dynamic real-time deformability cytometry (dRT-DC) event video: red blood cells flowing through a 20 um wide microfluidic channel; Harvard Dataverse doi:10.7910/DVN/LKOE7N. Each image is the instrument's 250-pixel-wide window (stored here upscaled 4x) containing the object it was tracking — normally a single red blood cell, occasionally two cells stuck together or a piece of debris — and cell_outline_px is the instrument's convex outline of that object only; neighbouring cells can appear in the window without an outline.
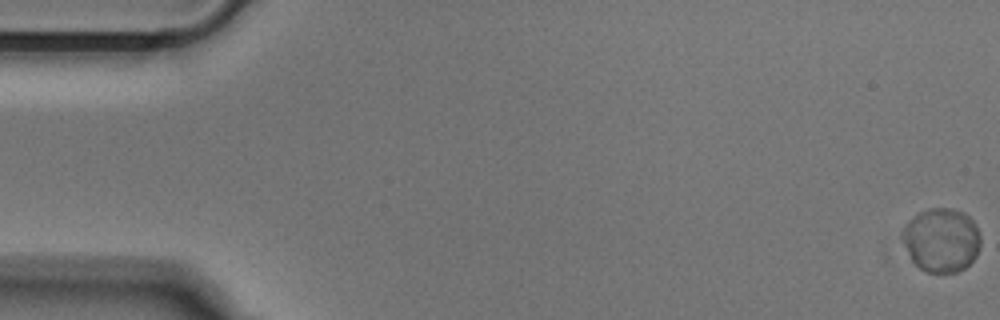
{"species": "Egyptian fruit bat (a non-hibernating species)", "species_latin": "Rousettus aegyptiacus", "temperature_condition": "cold", "stored_images_in_passage": 54, "segment_of_instrument_passage": [1, 2], "camera_frame_rate_fps": 3000, "um_per_image_px": 0.085, "animal": {"sex": "male"}, "frame": {"image": 1, "passage_image": 1, "time_ms": 0.0, "image_size_px": [1000, 320], "cell_outline_px": [[980, 244], [976, 256], [964, 268], [956, 272], [928, 272], [920, 268], [912, 260], [904, 244], [904, 228], [908, 220], [920, 212], [932, 208], [944, 208], [964, 212], [972, 220], [980, 232]], "centroid_in_image_um": [80.04, 20.4], "position_along_channel_um": 5.0, "area_um2": 28.67}}
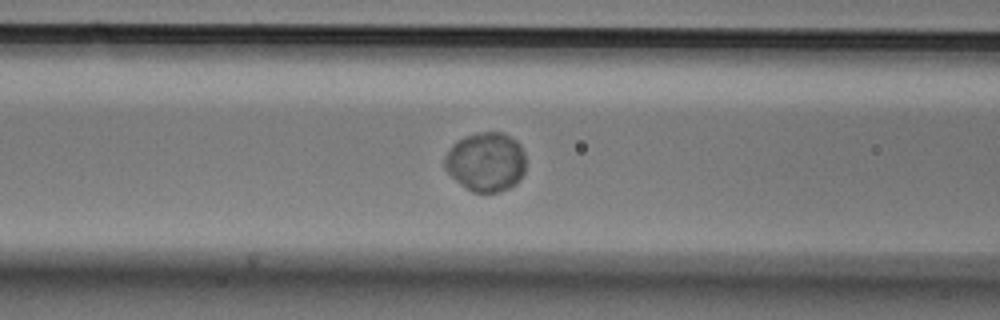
{"frame": {"image": 2, "passage_image": 22, "time_ms": 7.0, "image_size_px": [1000, 320], "cell_outline_px": [[524, 172], [516, 184], [508, 188], [496, 192], [472, 192], [460, 184], [444, 168], [444, 156], [452, 144], [468, 136], [480, 132], [504, 132], [516, 140], [520, 144], [524, 152]], "centroid_in_image_um": [41.3, 13.76], "position_along_channel_um": 125.3, "area_um2": 27.92}}
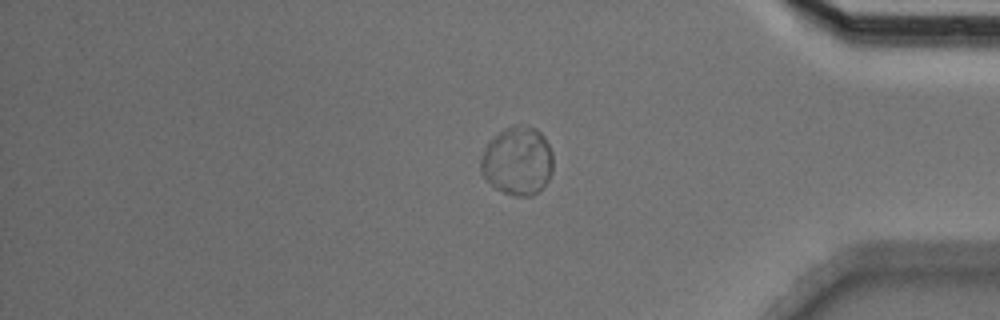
{"frame": {"image": 3, "passage_image": 45, "time_ms": 14.667, "image_size_px": [1000, 320], "cell_outline_px": [[552, 172], [548, 180], [532, 196], [516, 196], [504, 192], [496, 188], [480, 172], [480, 160], [488, 144], [504, 128], [516, 124], [536, 128], [544, 136], [552, 152]], "centroid_in_image_um": [44.0, 13.67], "position_along_channel_um": 391.2, "area_um2": 28.5}}